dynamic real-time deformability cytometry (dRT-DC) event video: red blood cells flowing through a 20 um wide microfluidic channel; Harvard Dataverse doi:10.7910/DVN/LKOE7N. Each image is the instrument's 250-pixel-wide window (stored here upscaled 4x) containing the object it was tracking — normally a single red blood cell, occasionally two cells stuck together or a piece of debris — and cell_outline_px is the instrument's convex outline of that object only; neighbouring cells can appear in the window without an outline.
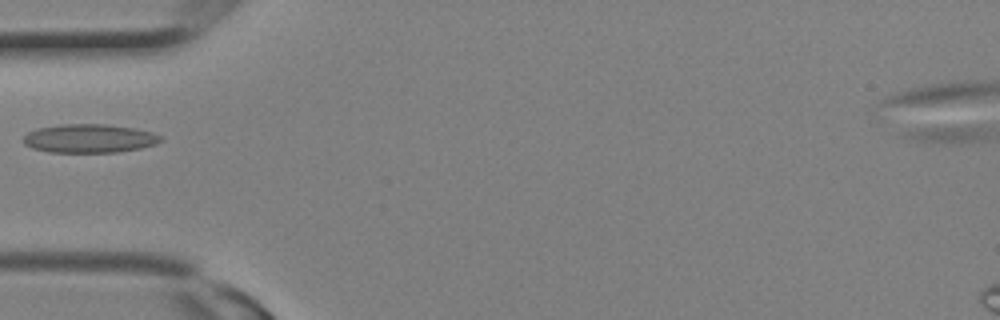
{"species": "Egyptian fruit bat (a non-hibernating species)", "species_latin": "Rousettus aegyptiacus", "temperature_condition": "room temperature", "stored_images_in_passage": 20, "camera_frame_rate_fps": 3000, "um_per_image_px": 0.085, "animal": {"sex": "female"}, "frame": {"image": 1, "passage_image": 2, "time_ms": 0.333, "image_size_px": [1000, 320], "cell_outline_px": [[164, 140], [156, 144], [140, 148], [116, 152], [48, 152], [32, 148], [24, 144], [24, 136], [28, 132], [36, 128], [60, 124], [108, 124], [132, 128], [152, 132], [160, 136]], "centroid_in_image_um": [7.58, 11.76], "position_along_channel_um": 77.4, "area_um2": 22.95}}
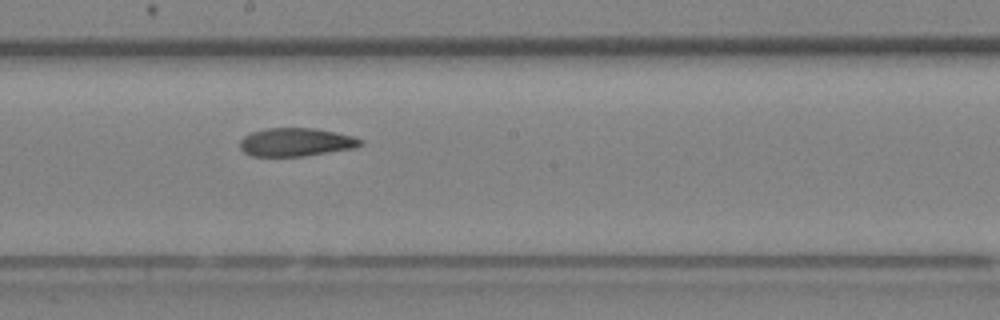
{"frame": {"image": 2, "passage_image": 8, "time_ms": 2.333, "image_size_px": [1000, 320], "cell_outline_px": [[364, 144], [356, 148], [304, 156], [252, 156], [244, 152], [240, 148], [240, 140], [244, 136], [252, 132], [268, 128], [316, 128], [336, 132], [352, 136], [364, 140]], "centroid_in_image_um": [25.19, 12.08], "position_along_channel_um": 223.0, "area_um2": 20.0}}
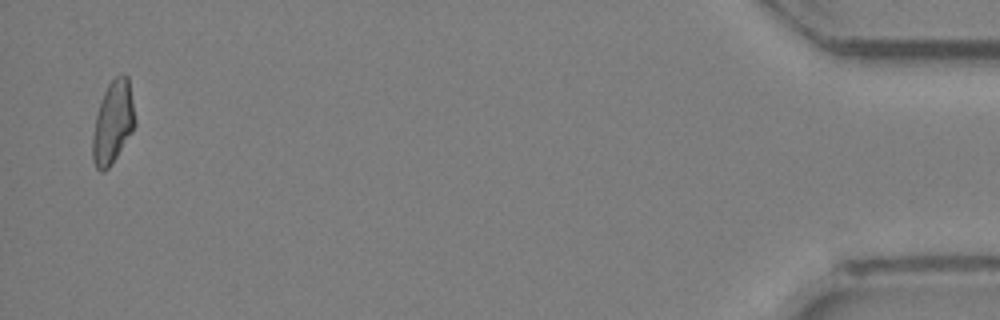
{"frame": {"image": 3, "passage_image": 20, "time_ms": 6.333, "image_size_px": [1000, 320], "cell_outline_px": [[136, 124], [132, 132], [112, 164], [104, 172], [100, 172], [96, 168], [92, 160], [92, 136], [96, 116], [100, 100], [108, 84], [116, 76], [124, 72], [128, 76], [136, 120]], "centroid_in_image_um": [9.6, 10.41], "position_along_channel_um": 425.6, "area_um2": 20.63}}